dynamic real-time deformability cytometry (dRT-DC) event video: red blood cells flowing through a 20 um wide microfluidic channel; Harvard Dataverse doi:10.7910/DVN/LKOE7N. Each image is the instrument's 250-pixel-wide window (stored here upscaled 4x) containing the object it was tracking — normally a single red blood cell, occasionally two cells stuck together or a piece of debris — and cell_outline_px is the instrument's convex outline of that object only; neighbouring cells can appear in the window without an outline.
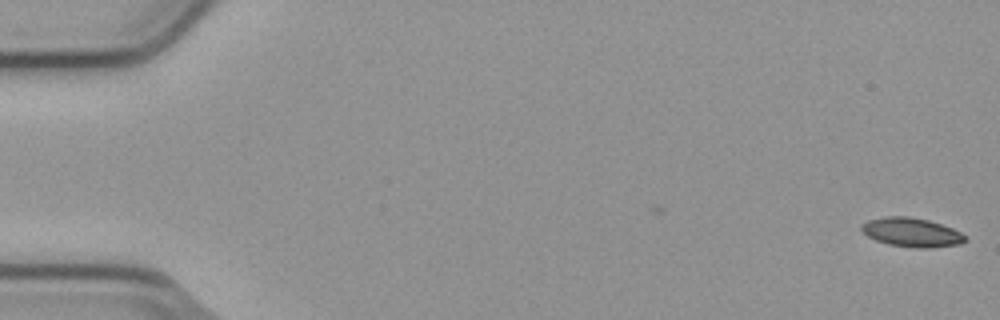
{"species": "common noctule bat (a hibernating species)", "species_latin": "Nyctalus noctula", "temperature_condition": "cold", "stored_images_in_passage": 3, "camera_frame_rate_fps": 3000, "um_per_image_px": 0.085, "animal": {"sex": "male", "body_mass_g": 23.1, "forearm_length_mm": 52.7}, "frame": {"image": 1, "passage_image": 3, "time_ms": 0.667, "image_size_px": [1000, 320], "cell_outline_px": [[968, 240], [960, 244], [928, 248], [916, 248], [888, 244], [876, 240], [868, 236], [860, 228], [860, 224], [868, 220], [888, 216], [908, 216], [928, 220], [952, 228], [968, 236]], "centroid_in_image_um": [77.51, 19.75], "position_along_channel_um": 7.5, "area_um2": 17.57}}